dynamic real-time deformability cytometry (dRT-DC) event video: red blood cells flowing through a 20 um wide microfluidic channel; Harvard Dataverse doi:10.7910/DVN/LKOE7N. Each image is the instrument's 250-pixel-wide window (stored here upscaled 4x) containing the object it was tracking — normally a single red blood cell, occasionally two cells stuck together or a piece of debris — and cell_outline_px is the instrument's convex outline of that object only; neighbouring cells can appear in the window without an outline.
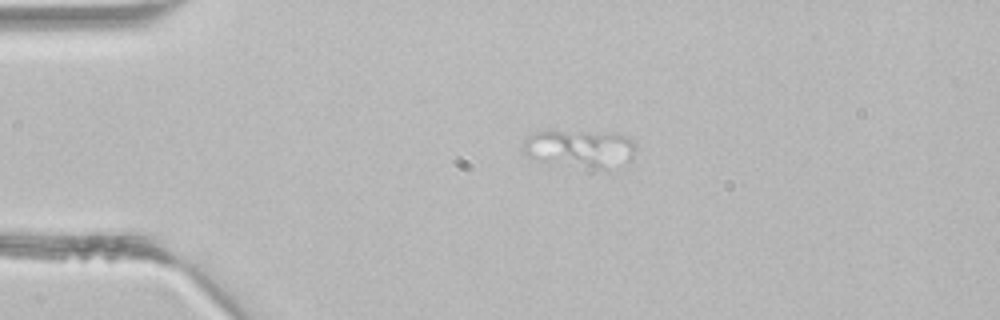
{"species": "common noctule bat (a hibernating species)", "species_latin": "Nyctalus noctula", "temperature_condition": "room temperature", "stored_images_in_passage": 16, "segment_of_instrument_passage": [1, 2], "camera_frame_rate_fps": 3000, "um_per_image_px": 0.085, "animal": {"sex": "male", "body_mass_g": 21.5, "forearm_length_mm": 52.0}, "frame": {"image": 1, "passage_image": 9, "time_ms": 2.667, "image_size_px": [1000, 320], "cell_outline_px": [[636, 148], [632, 160], [628, 164], [604, 168], [596, 168], [528, 156], [520, 148], [524, 140], [528, 136], [536, 132], [580, 132], [624, 136], [632, 140], [636, 144]], "centroid_in_image_um": [49.36, 12.62], "position_along_channel_um": 35.6, "area_um2": 23.47}}